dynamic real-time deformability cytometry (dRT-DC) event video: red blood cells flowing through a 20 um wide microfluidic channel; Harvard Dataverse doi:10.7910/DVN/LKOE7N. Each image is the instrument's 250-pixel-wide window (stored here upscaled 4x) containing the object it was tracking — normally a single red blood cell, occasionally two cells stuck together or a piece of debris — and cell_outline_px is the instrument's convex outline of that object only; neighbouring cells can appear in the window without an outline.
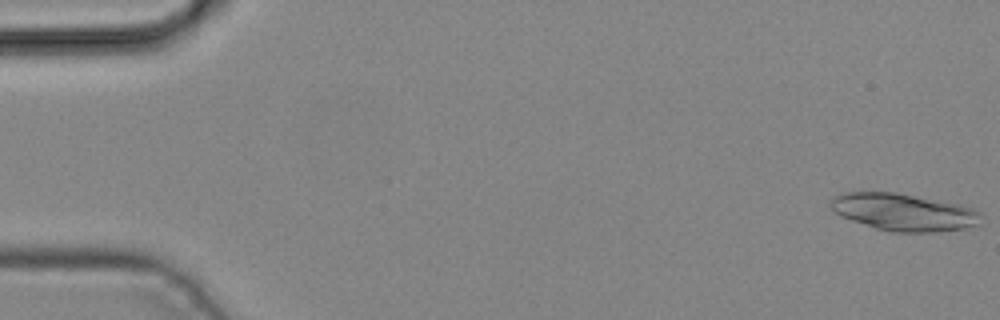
{"species": "common noctule bat (a hibernating species)", "species_latin": "Nyctalus noctula", "temperature_condition": "cold", "stored_images_in_passage": 3, "camera_frame_rate_fps": 3000, "um_per_image_px": 0.085, "animal": {"sex": "male", "body_mass_g": 19.2, "forearm_length_mm": 51.8}, "frame": {"image": 1, "passage_image": 1, "time_ms": 0.0, "image_size_px": [1000, 320], "cell_outline_px": [[980, 224], [964, 228], [940, 232], [892, 232], [876, 228], [840, 216], [828, 204], [832, 196], [844, 192], [896, 192], [960, 204], [972, 208], [980, 212]], "centroid_in_image_um": [76.8, 18.02], "position_along_channel_um": 8.2, "area_um2": 32.71}}